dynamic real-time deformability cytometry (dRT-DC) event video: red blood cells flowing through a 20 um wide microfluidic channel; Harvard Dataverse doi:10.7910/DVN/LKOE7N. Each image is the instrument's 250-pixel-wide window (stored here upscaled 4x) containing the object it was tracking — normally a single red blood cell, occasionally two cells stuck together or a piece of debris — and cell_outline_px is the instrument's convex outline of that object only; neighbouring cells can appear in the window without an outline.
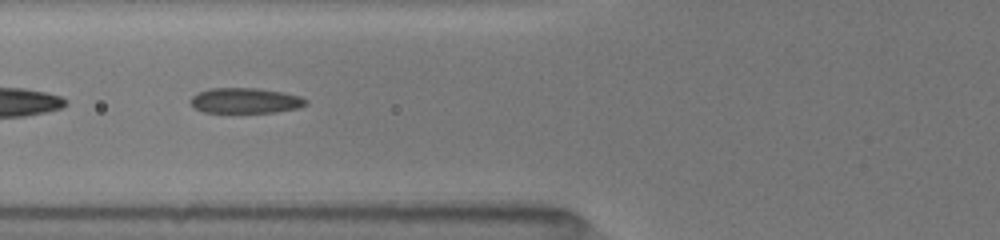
{"species": "common noctule bat (a hibernating species)", "species_latin": "Nyctalus noctula", "temperature_condition": "room temperature", "stored_images_in_passage": 52, "segment_of_instrument_passage": [2, 2], "camera_frame_rate_fps": 3000, "um_per_image_px": 0.085, "animal": {"sex": "female", "body_mass_g": 19.5, "forearm_length_mm": 54.1}, "frame": {"image": 1, "passage_image": 21, "time_ms": 6.667, "image_size_px": [1000, 240], "cell_outline_px": [[308, 104], [296, 108], [276, 112], [204, 112], [196, 108], [188, 100], [196, 92], [208, 88], [260, 88], [284, 92], [300, 96], [308, 100]], "centroid_in_image_um": [20.85, 8.53], "position_along_channel_um": 105.0, "area_um2": 17.17}}
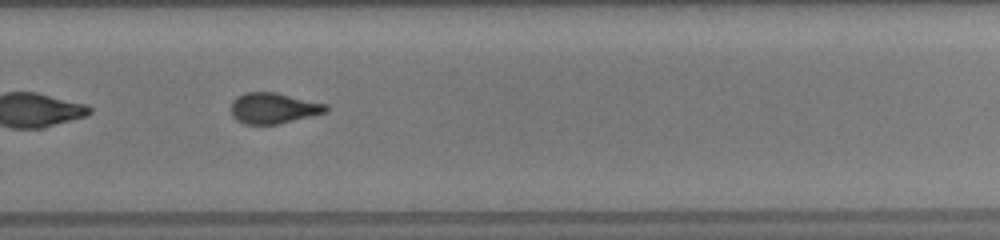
{"frame": {"image": 2, "passage_image": 36, "time_ms": 11.667, "image_size_px": [1000, 240], "cell_outline_px": [[328, 112], [280, 124], [244, 124], [236, 120], [232, 116], [232, 100], [236, 96], [244, 92], [276, 92], [328, 104]], "centroid_in_image_um": [23.26, 9.19], "position_along_channel_um": 306.5, "area_um2": 17.28}}
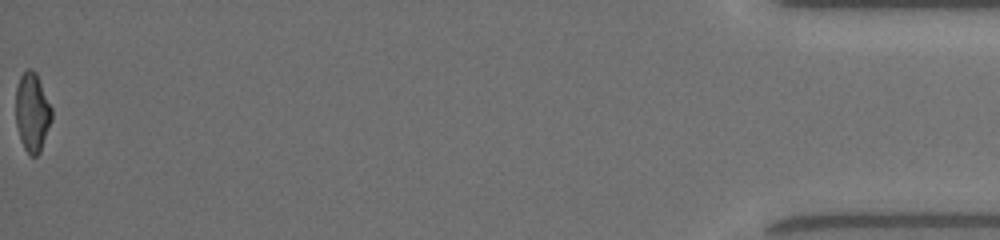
{"frame": {"image": 3, "passage_image": 52, "time_ms": 17.0, "image_size_px": [1000, 240], "cell_outline_px": [[52, 120], [40, 152], [36, 156], [28, 156], [20, 140], [16, 124], [16, 88], [20, 76], [28, 68], [32, 68], [36, 72], [52, 108]], "centroid_in_image_um": [2.74, 9.56], "position_along_channel_um": 432.5, "area_um2": 16.7}}